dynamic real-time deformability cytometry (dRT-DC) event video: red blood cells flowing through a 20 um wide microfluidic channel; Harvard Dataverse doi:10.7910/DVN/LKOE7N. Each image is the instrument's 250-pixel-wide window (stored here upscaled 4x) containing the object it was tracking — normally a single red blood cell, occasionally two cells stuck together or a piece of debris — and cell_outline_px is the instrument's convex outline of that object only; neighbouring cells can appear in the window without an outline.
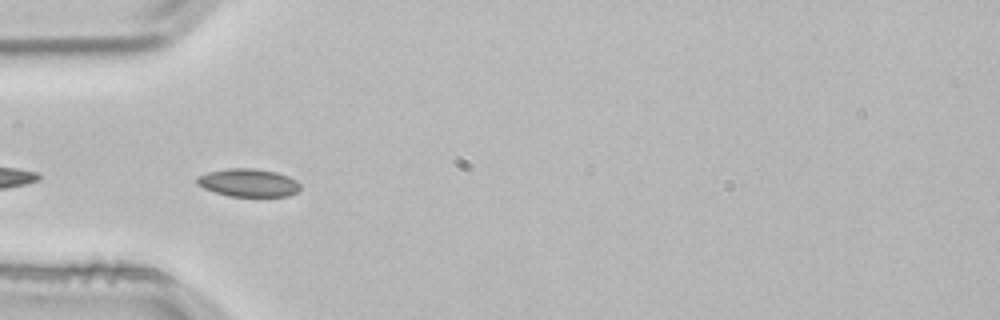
{"species": "common noctule bat (a hibernating species)", "species_latin": "Nyctalus noctula", "temperature_condition": "room temperature", "stored_images_in_passage": 4, "camera_frame_rate_fps": 3000, "um_per_image_px": 0.085, "animal": {"sex": "male", "body_mass_g": 21.5, "forearm_length_mm": 52.0}, "frame": {"image": 1, "passage_image": 4, "time_ms": 1.0, "image_size_px": [1000, 320], "cell_outline_px": [[300, 188], [296, 192], [288, 196], [228, 196], [204, 188], [196, 184], [196, 176], [208, 172], [228, 168], [256, 168], [276, 172], [288, 176], [296, 180], [300, 184]], "centroid_in_image_um": [21.09, 15.52], "position_along_channel_um": 63.9, "area_um2": 16.88}}